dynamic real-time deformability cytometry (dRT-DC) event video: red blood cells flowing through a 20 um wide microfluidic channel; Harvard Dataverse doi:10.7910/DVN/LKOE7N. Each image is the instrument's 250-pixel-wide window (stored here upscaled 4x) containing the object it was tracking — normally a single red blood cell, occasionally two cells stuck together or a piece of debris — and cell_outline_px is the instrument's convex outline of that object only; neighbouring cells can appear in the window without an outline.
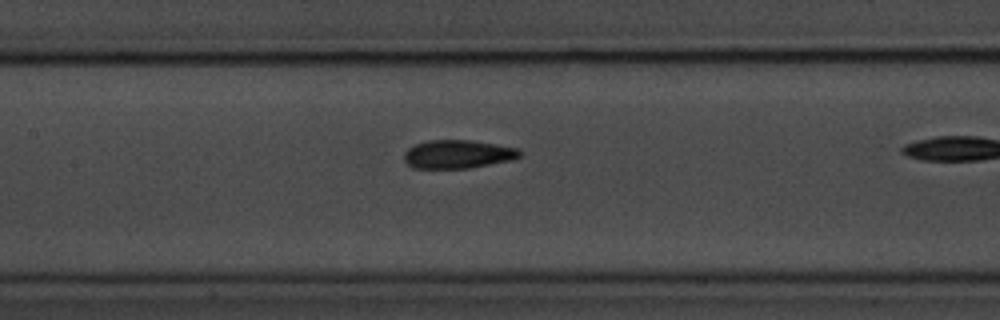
{"species": "common noctule bat (a hibernating species)", "species_latin": "Nyctalus noctula", "temperature_condition": "room temperature", "stored_images_in_passage": 33, "camera_frame_rate_fps": 3000, "um_per_image_px": 0.085, "animal": {"sex": "male", "body_mass_g": 20.1, "forearm_length_mm": 53.5}, "frame": {"image": 1, "passage_image": 15, "time_ms": 4.667, "image_size_px": [1000, 320], "cell_outline_px": [[520, 156], [512, 160], [468, 168], [412, 168], [404, 160], [404, 152], [408, 148], [416, 144], [428, 140], [472, 140], [520, 148]], "centroid_in_image_um": [38.91, 13.1], "position_along_channel_um": 168.5, "area_um2": 19.19}}